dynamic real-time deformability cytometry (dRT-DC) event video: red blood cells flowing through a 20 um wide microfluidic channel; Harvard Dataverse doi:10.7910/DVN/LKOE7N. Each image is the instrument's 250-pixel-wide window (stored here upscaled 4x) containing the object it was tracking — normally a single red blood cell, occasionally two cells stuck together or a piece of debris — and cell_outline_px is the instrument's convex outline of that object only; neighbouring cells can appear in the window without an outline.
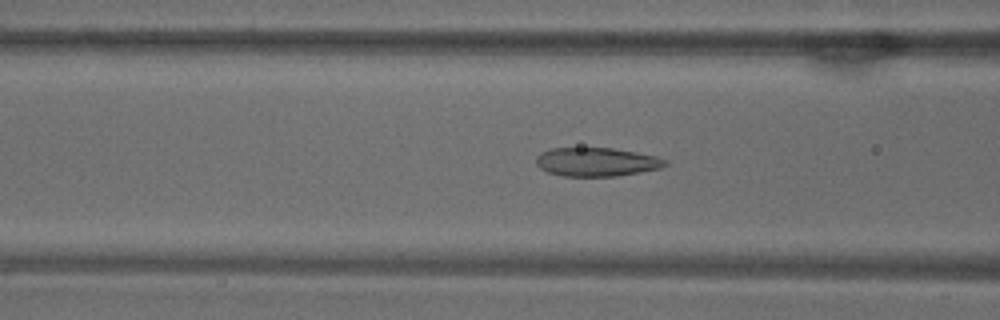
{"species": "common noctule bat (a hibernating species)", "species_latin": "Nyctalus noctula", "temperature_condition": "warm", "stored_images_in_passage": 44, "camera_frame_rate_fps": 3000, "um_per_image_px": 0.085, "animal": {"sex": "male", "body_mass_g": 18.8}, "frame": {"image": 1, "passage_image": 11, "time_ms": 3.333, "image_size_px": [1000, 320], "cell_outline_px": [[668, 164], [660, 168], [640, 172], [616, 176], [564, 176], [548, 172], [540, 168], [536, 164], [536, 156], [540, 152], [552, 148], [612, 148], [636, 152], [656, 156], [668, 160]], "centroid_in_image_um": [50.71, 13.76], "position_along_channel_um": 115.9, "area_um2": 21.62}}
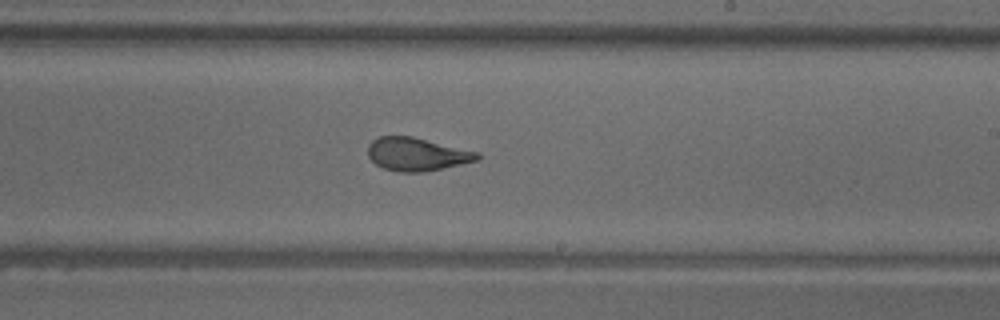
{"frame": {"image": 2, "passage_image": 22, "time_ms": 7.0, "image_size_px": [1000, 320], "cell_outline_px": [[480, 160], [444, 168], [424, 172], [400, 172], [384, 168], [376, 164], [368, 156], [368, 144], [372, 140], [380, 136], [412, 136], [480, 152]], "centroid_in_image_um": [35.46, 13.11], "position_along_channel_um": 253.5, "area_um2": 21.27}}
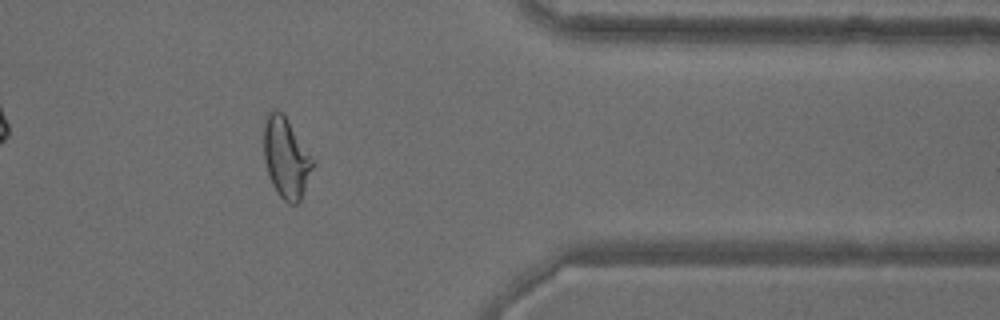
{"frame": {"image": 3, "passage_image": 34, "time_ms": 11.0, "image_size_px": [1000, 320], "cell_outline_px": [[316, 164], [300, 200], [296, 204], [288, 204], [276, 192], [272, 184], [264, 160], [264, 116], [272, 108], [276, 108], [284, 112], [316, 160]], "centroid_in_image_um": [24.34, 13.35], "position_along_channel_um": 387.1, "area_um2": 23.81}, "authors_computed_cell_mechanics": {"area_um2": 22.5998, "velocity_mm_per_s": 3.7535, "shape_relaxation_time_tau1_ms": 11.0053, "shape_relaxation_time_tau2_ms": 1.2403, "deformation_change_tau1": 0.2829, "deformation_change_tau2": 0.0857}}